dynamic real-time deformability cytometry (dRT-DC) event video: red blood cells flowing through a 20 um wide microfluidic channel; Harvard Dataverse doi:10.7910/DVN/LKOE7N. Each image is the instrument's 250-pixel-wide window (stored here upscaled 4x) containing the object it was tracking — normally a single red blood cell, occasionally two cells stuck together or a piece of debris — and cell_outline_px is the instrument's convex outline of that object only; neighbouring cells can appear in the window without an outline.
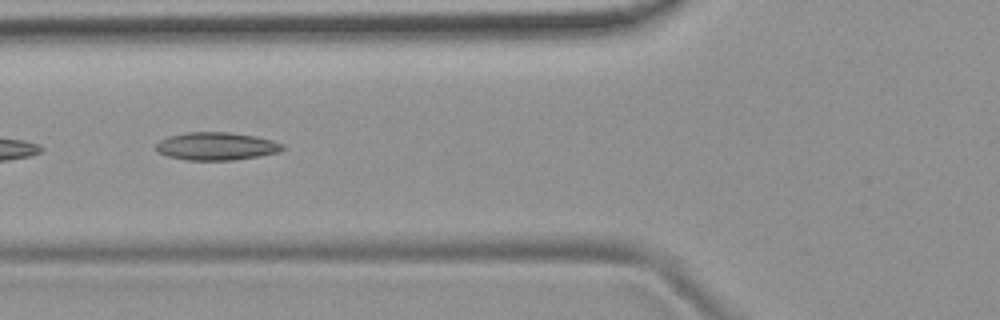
{"species": "common noctule bat (a hibernating species)", "species_latin": "Nyctalus noctula", "temperature_condition": "room temperature", "stored_images_in_passage": 8, "camera_frame_rate_fps": 3000, "um_per_image_px": 0.085, "animal": {"sex": "female", "body_mass_g": 19.9}, "frame": {"image": 1, "passage_image": 5, "time_ms": 1.333, "image_size_px": [1000, 320], "cell_outline_px": [[284, 148], [280, 152], [260, 156], [232, 160], [188, 160], [168, 156], [156, 152], [156, 144], [160, 140], [168, 136], [188, 132], [228, 132], [256, 136], [272, 140], [284, 144]], "centroid_in_image_um": [18.4, 12.43], "position_along_channel_um": 107.4, "area_um2": 20.63}}
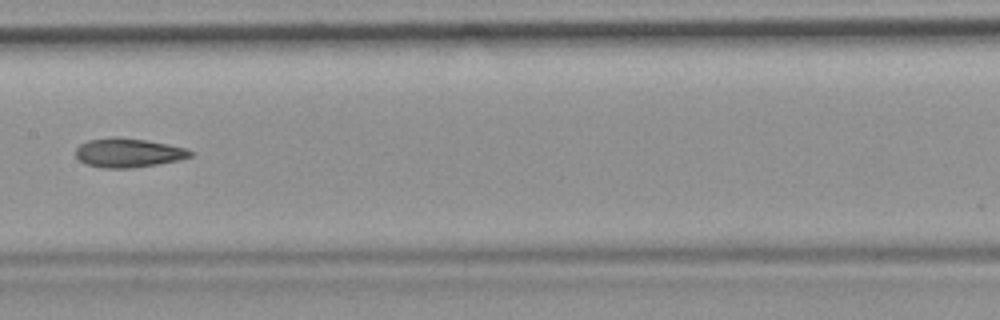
{"frame": {"image": 2, "passage_image": 7, "time_ms": 2.0, "image_size_px": [1000, 320], "cell_outline_px": [[196, 152], [192, 156], [180, 160], [132, 168], [100, 168], [84, 164], [76, 156], [76, 148], [80, 144], [88, 140], [116, 136], [148, 140], [168, 144], [184, 148]], "centroid_in_image_um": [10.9, 12.98], "position_along_channel_um": 196.5, "area_um2": 19.65}}
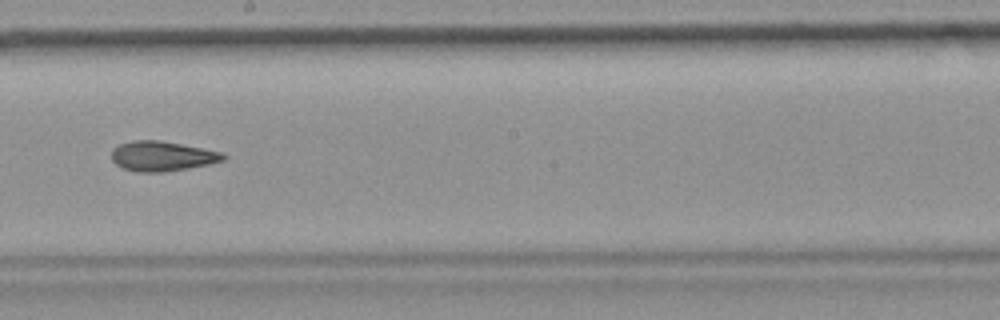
{"frame": {"image": 3, "passage_image": 8, "time_ms": 2.333, "image_size_px": [1000, 320], "cell_outline_px": [[228, 156], [224, 160], [208, 164], [188, 168], [164, 172], [136, 172], [124, 168], [116, 164], [112, 160], [112, 148], [120, 144], [132, 140], [160, 140], [224, 152]], "centroid_in_image_um": [13.79, 13.27], "position_along_channel_um": 234.4, "area_um2": 19.54}}